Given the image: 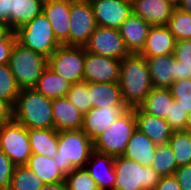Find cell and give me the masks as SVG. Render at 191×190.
I'll return each instance as SVG.
<instances>
[{"label":"cell","instance_id":"60d3db41","mask_svg":"<svg viewBox=\"0 0 191 190\" xmlns=\"http://www.w3.org/2000/svg\"><path fill=\"white\" fill-rule=\"evenodd\" d=\"M17 41L15 31H13L5 40L0 41V65L7 64L11 56L14 43Z\"/></svg>","mask_w":191,"mask_h":190},{"label":"cell","instance_id":"db71d44e","mask_svg":"<svg viewBox=\"0 0 191 190\" xmlns=\"http://www.w3.org/2000/svg\"><path fill=\"white\" fill-rule=\"evenodd\" d=\"M123 1H126V2H129V3H133L134 1H136V0H123Z\"/></svg>","mask_w":191,"mask_h":190},{"label":"cell","instance_id":"9a60e30c","mask_svg":"<svg viewBox=\"0 0 191 190\" xmlns=\"http://www.w3.org/2000/svg\"><path fill=\"white\" fill-rule=\"evenodd\" d=\"M127 109V106L91 108L89 112L83 114L81 130L94 141Z\"/></svg>","mask_w":191,"mask_h":190},{"label":"cell","instance_id":"bcb514c9","mask_svg":"<svg viewBox=\"0 0 191 190\" xmlns=\"http://www.w3.org/2000/svg\"><path fill=\"white\" fill-rule=\"evenodd\" d=\"M191 79V67L182 66V63L177 61V80Z\"/></svg>","mask_w":191,"mask_h":190},{"label":"cell","instance_id":"1f68e13d","mask_svg":"<svg viewBox=\"0 0 191 190\" xmlns=\"http://www.w3.org/2000/svg\"><path fill=\"white\" fill-rule=\"evenodd\" d=\"M166 26L176 41L191 39V13L175 8Z\"/></svg>","mask_w":191,"mask_h":190},{"label":"cell","instance_id":"52a82bcc","mask_svg":"<svg viewBox=\"0 0 191 190\" xmlns=\"http://www.w3.org/2000/svg\"><path fill=\"white\" fill-rule=\"evenodd\" d=\"M15 33L19 43L48 58L61 45L55 38L53 28L43 12L19 27Z\"/></svg>","mask_w":191,"mask_h":190},{"label":"cell","instance_id":"f5cc1de1","mask_svg":"<svg viewBox=\"0 0 191 190\" xmlns=\"http://www.w3.org/2000/svg\"><path fill=\"white\" fill-rule=\"evenodd\" d=\"M73 1L91 2V1H93V0H73Z\"/></svg>","mask_w":191,"mask_h":190},{"label":"cell","instance_id":"83f0119b","mask_svg":"<svg viewBox=\"0 0 191 190\" xmlns=\"http://www.w3.org/2000/svg\"><path fill=\"white\" fill-rule=\"evenodd\" d=\"M37 175L44 184L65 181V175L58 169V164L53 158L32 154L25 165Z\"/></svg>","mask_w":191,"mask_h":190},{"label":"cell","instance_id":"f35d334b","mask_svg":"<svg viewBox=\"0 0 191 190\" xmlns=\"http://www.w3.org/2000/svg\"><path fill=\"white\" fill-rule=\"evenodd\" d=\"M14 168L9 157L0 150V190H9Z\"/></svg>","mask_w":191,"mask_h":190},{"label":"cell","instance_id":"7402d4cb","mask_svg":"<svg viewBox=\"0 0 191 190\" xmlns=\"http://www.w3.org/2000/svg\"><path fill=\"white\" fill-rule=\"evenodd\" d=\"M54 128L57 131L80 130L83 124V113L67 97L52 99Z\"/></svg>","mask_w":191,"mask_h":190},{"label":"cell","instance_id":"c3c4849f","mask_svg":"<svg viewBox=\"0 0 191 190\" xmlns=\"http://www.w3.org/2000/svg\"><path fill=\"white\" fill-rule=\"evenodd\" d=\"M13 31L9 25L0 23V41L5 40Z\"/></svg>","mask_w":191,"mask_h":190},{"label":"cell","instance_id":"f907efd6","mask_svg":"<svg viewBox=\"0 0 191 190\" xmlns=\"http://www.w3.org/2000/svg\"><path fill=\"white\" fill-rule=\"evenodd\" d=\"M184 130L191 133V112L188 113L187 121H186V125H185Z\"/></svg>","mask_w":191,"mask_h":190},{"label":"cell","instance_id":"8d00e7d4","mask_svg":"<svg viewBox=\"0 0 191 190\" xmlns=\"http://www.w3.org/2000/svg\"><path fill=\"white\" fill-rule=\"evenodd\" d=\"M171 95L179 105L191 112V79H181L175 81L170 87Z\"/></svg>","mask_w":191,"mask_h":190},{"label":"cell","instance_id":"e0dca14e","mask_svg":"<svg viewBox=\"0 0 191 190\" xmlns=\"http://www.w3.org/2000/svg\"><path fill=\"white\" fill-rule=\"evenodd\" d=\"M114 161L112 156L93 151L85 165L89 175L102 190H113L116 180Z\"/></svg>","mask_w":191,"mask_h":190},{"label":"cell","instance_id":"d590c367","mask_svg":"<svg viewBox=\"0 0 191 190\" xmlns=\"http://www.w3.org/2000/svg\"><path fill=\"white\" fill-rule=\"evenodd\" d=\"M67 98L83 114L89 112L92 108L89 94V82L81 81L73 83L67 94Z\"/></svg>","mask_w":191,"mask_h":190},{"label":"cell","instance_id":"d4e9b609","mask_svg":"<svg viewBox=\"0 0 191 190\" xmlns=\"http://www.w3.org/2000/svg\"><path fill=\"white\" fill-rule=\"evenodd\" d=\"M32 154L53 158L58 152L59 131L55 128L28 129Z\"/></svg>","mask_w":191,"mask_h":190},{"label":"cell","instance_id":"d6a6232c","mask_svg":"<svg viewBox=\"0 0 191 190\" xmlns=\"http://www.w3.org/2000/svg\"><path fill=\"white\" fill-rule=\"evenodd\" d=\"M42 180L28 167L15 166L9 190H40Z\"/></svg>","mask_w":191,"mask_h":190},{"label":"cell","instance_id":"ba28073f","mask_svg":"<svg viewBox=\"0 0 191 190\" xmlns=\"http://www.w3.org/2000/svg\"><path fill=\"white\" fill-rule=\"evenodd\" d=\"M0 150L15 166L26 165L32 155L28 129L14 119L1 125Z\"/></svg>","mask_w":191,"mask_h":190},{"label":"cell","instance_id":"9c48e42d","mask_svg":"<svg viewBox=\"0 0 191 190\" xmlns=\"http://www.w3.org/2000/svg\"><path fill=\"white\" fill-rule=\"evenodd\" d=\"M85 47L60 45L48 58V67L73 83L83 81Z\"/></svg>","mask_w":191,"mask_h":190},{"label":"cell","instance_id":"8fae6325","mask_svg":"<svg viewBox=\"0 0 191 190\" xmlns=\"http://www.w3.org/2000/svg\"><path fill=\"white\" fill-rule=\"evenodd\" d=\"M87 52L122 60L130 53L125 47L119 29L97 26L84 46Z\"/></svg>","mask_w":191,"mask_h":190},{"label":"cell","instance_id":"484cf974","mask_svg":"<svg viewBox=\"0 0 191 190\" xmlns=\"http://www.w3.org/2000/svg\"><path fill=\"white\" fill-rule=\"evenodd\" d=\"M71 86V82L47 67L33 88L47 98L58 99L67 97Z\"/></svg>","mask_w":191,"mask_h":190},{"label":"cell","instance_id":"4316f807","mask_svg":"<svg viewBox=\"0 0 191 190\" xmlns=\"http://www.w3.org/2000/svg\"><path fill=\"white\" fill-rule=\"evenodd\" d=\"M44 0H11L9 26L16 31L43 11Z\"/></svg>","mask_w":191,"mask_h":190},{"label":"cell","instance_id":"277c9868","mask_svg":"<svg viewBox=\"0 0 191 190\" xmlns=\"http://www.w3.org/2000/svg\"><path fill=\"white\" fill-rule=\"evenodd\" d=\"M8 65L20 89L33 88L48 67V57L16 41Z\"/></svg>","mask_w":191,"mask_h":190},{"label":"cell","instance_id":"3957f363","mask_svg":"<svg viewBox=\"0 0 191 190\" xmlns=\"http://www.w3.org/2000/svg\"><path fill=\"white\" fill-rule=\"evenodd\" d=\"M94 151L93 141L80 130L59 131L58 152L53 161L66 176L76 168H84Z\"/></svg>","mask_w":191,"mask_h":190},{"label":"cell","instance_id":"5b68a950","mask_svg":"<svg viewBox=\"0 0 191 190\" xmlns=\"http://www.w3.org/2000/svg\"><path fill=\"white\" fill-rule=\"evenodd\" d=\"M136 130L134 109H127L94 141V151L112 156H123Z\"/></svg>","mask_w":191,"mask_h":190},{"label":"cell","instance_id":"ab89813d","mask_svg":"<svg viewBox=\"0 0 191 190\" xmlns=\"http://www.w3.org/2000/svg\"><path fill=\"white\" fill-rule=\"evenodd\" d=\"M174 56L182 66L191 67V39L176 41Z\"/></svg>","mask_w":191,"mask_h":190},{"label":"cell","instance_id":"ac0fdd59","mask_svg":"<svg viewBox=\"0 0 191 190\" xmlns=\"http://www.w3.org/2000/svg\"><path fill=\"white\" fill-rule=\"evenodd\" d=\"M174 9L165 0H136L132 3V13L151 26L167 25Z\"/></svg>","mask_w":191,"mask_h":190},{"label":"cell","instance_id":"e575fe53","mask_svg":"<svg viewBox=\"0 0 191 190\" xmlns=\"http://www.w3.org/2000/svg\"><path fill=\"white\" fill-rule=\"evenodd\" d=\"M67 190H102L84 168H76L65 177Z\"/></svg>","mask_w":191,"mask_h":190},{"label":"cell","instance_id":"6da1fadb","mask_svg":"<svg viewBox=\"0 0 191 190\" xmlns=\"http://www.w3.org/2000/svg\"><path fill=\"white\" fill-rule=\"evenodd\" d=\"M118 83L128 109L139 107L153 88L146 58L138 53L125 56Z\"/></svg>","mask_w":191,"mask_h":190},{"label":"cell","instance_id":"4dcf8cb0","mask_svg":"<svg viewBox=\"0 0 191 190\" xmlns=\"http://www.w3.org/2000/svg\"><path fill=\"white\" fill-rule=\"evenodd\" d=\"M168 143L178 167L191 164V133L185 130L173 131Z\"/></svg>","mask_w":191,"mask_h":190},{"label":"cell","instance_id":"7dc6e473","mask_svg":"<svg viewBox=\"0 0 191 190\" xmlns=\"http://www.w3.org/2000/svg\"><path fill=\"white\" fill-rule=\"evenodd\" d=\"M40 190H67V185L65 181L52 184H43Z\"/></svg>","mask_w":191,"mask_h":190},{"label":"cell","instance_id":"74e56055","mask_svg":"<svg viewBox=\"0 0 191 190\" xmlns=\"http://www.w3.org/2000/svg\"><path fill=\"white\" fill-rule=\"evenodd\" d=\"M188 113L185 111L176 99H173V103L170 105V110L166 121L169 123L173 131L184 130Z\"/></svg>","mask_w":191,"mask_h":190},{"label":"cell","instance_id":"7bdbcfd3","mask_svg":"<svg viewBox=\"0 0 191 190\" xmlns=\"http://www.w3.org/2000/svg\"><path fill=\"white\" fill-rule=\"evenodd\" d=\"M154 190H181L177 178L173 176L161 177Z\"/></svg>","mask_w":191,"mask_h":190},{"label":"cell","instance_id":"cb8c5ba5","mask_svg":"<svg viewBox=\"0 0 191 190\" xmlns=\"http://www.w3.org/2000/svg\"><path fill=\"white\" fill-rule=\"evenodd\" d=\"M89 94L92 108L107 106H126L118 82H89Z\"/></svg>","mask_w":191,"mask_h":190},{"label":"cell","instance_id":"681fc988","mask_svg":"<svg viewBox=\"0 0 191 190\" xmlns=\"http://www.w3.org/2000/svg\"><path fill=\"white\" fill-rule=\"evenodd\" d=\"M178 8L184 12L191 13V0H181Z\"/></svg>","mask_w":191,"mask_h":190},{"label":"cell","instance_id":"4fadbf2b","mask_svg":"<svg viewBox=\"0 0 191 190\" xmlns=\"http://www.w3.org/2000/svg\"><path fill=\"white\" fill-rule=\"evenodd\" d=\"M90 3L100 27L119 29L132 13V4L123 0H93Z\"/></svg>","mask_w":191,"mask_h":190},{"label":"cell","instance_id":"5bb4252c","mask_svg":"<svg viewBox=\"0 0 191 190\" xmlns=\"http://www.w3.org/2000/svg\"><path fill=\"white\" fill-rule=\"evenodd\" d=\"M71 0H45L43 13L48 18L61 45L69 46Z\"/></svg>","mask_w":191,"mask_h":190},{"label":"cell","instance_id":"816d5d0a","mask_svg":"<svg viewBox=\"0 0 191 190\" xmlns=\"http://www.w3.org/2000/svg\"><path fill=\"white\" fill-rule=\"evenodd\" d=\"M166 2L170 3L172 6H174L175 8H178L181 0H165Z\"/></svg>","mask_w":191,"mask_h":190},{"label":"cell","instance_id":"f546056e","mask_svg":"<svg viewBox=\"0 0 191 190\" xmlns=\"http://www.w3.org/2000/svg\"><path fill=\"white\" fill-rule=\"evenodd\" d=\"M160 177L173 176L178 168L169 143L157 145L155 158L150 166Z\"/></svg>","mask_w":191,"mask_h":190},{"label":"cell","instance_id":"7a4b0ae2","mask_svg":"<svg viewBox=\"0 0 191 190\" xmlns=\"http://www.w3.org/2000/svg\"><path fill=\"white\" fill-rule=\"evenodd\" d=\"M13 119L27 129L54 128L52 99L34 88H23L13 107Z\"/></svg>","mask_w":191,"mask_h":190},{"label":"cell","instance_id":"8992f818","mask_svg":"<svg viewBox=\"0 0 191 190\" xmlns=\"http://www.w3.org/2000/svg\"><path fill=\"white\" fill-rule=\"evenodd\" d=\"M114 170L113 190H154L161 179L151 167H144L124 156L115 158Z\"/></svg>","mask_w":191,"mask_h":190},{"label":"cell","instance_id":"2e32d148","mask_svg":"<svg viewBox=\"0 0 191 190\" xmlns=\"http://www.w3.org/2000/svg\"><path fill=\"white\" fill-rule=\"evenodd\" d=\"M136 128L144 133L156 145L168 143L173 130L165 119L144 113L139 107L133 108Z\"/></svg>","mask_w":191,"mask_h":190},{"label":"cell","instance_id":"ee69618b","mask_svg":"<svg viewBox=\"0 0 191 190\" xmlns=\"http://www.w3.org/2000/svg\"><path fill=\"white\" fill-rule=\"evenodd\" d=\"M13 120V106L0 98V126Z\"/></svg>","mask_w":191,"mask_h":190},{"label":"cell","instance_id":"7c38bea8","mask_svg":"<svg viewBox=\"0 0 191 190\" xmlns=\"http://www.w3.org/2000/svg\"><path fill=\"white\" fill-rule=\"evenodd\" d=\"M121 60L87 52L85 49L83 81L94 83L119 82Z\"/></svg>","mask_w":191,"mask_h":190},{"label":"cell","instance_id":"603a6c76","mask_svg":"<svg viewBox=\"0 0 191 190\" xmlns=\"http://www.w3.org/2000/svg\"><path fill=\"white\" fill-rule=\"evenodd\" d=\"M156 149L157 145L136 128L123 156L139 162L144 167H150L155 158Z\"/></svg>","mask_w":191,"mask_h":190},{"label":"cell","instance_id":"f1b7e54d","mask_svg":"<svg viewBox=\"0 0 191 190\" xmlns=\"http://www.w3.org/2000/svg\"><path fill=\"white\" fill-rule=\"evenodd\" d=\"M173 99L169 88H152L139 108L144 113L166 119Z\"/></svg>","mask_w":191,"mask_h":190},{"label":"cell","instance_id":"ffe728a7","mask_svg":"<svg viewBox=\"0 0 191 190\" xmlns=\"http://www.w3.org/2000/svg\"><path fill=\"white\" fill-rule=\"evenodd\" d=\"M151 25L133 13L123 22L119 32L129 53H140L145 46Z\"/></svg>","mask_w":191,"mask_h":190},{"label":"cell","instance_id":"f6af8a7d","mask_svg":"<svg viewBox=\"0 0 191 190\" xmlns=\"http://www.w3.org/2000/svg\"><path fill=\"white\" fill-rule=\"evenodd\" d=\"M11 0H0V23L9 25Z\"/></svg>","mask_w":191,"mask_h":190},{"label":"cell","instance_id":"836d02e7","mask_svg":"<svg viewBox=\"0 0 191 190\" xmlns=\"http://www.w3.org/2000/svg\"><path fill=\"white\" fill-rule=\"evenodd\" d=\"M20 90L8 63L0 65V98L14 107Z\"/></svg>","mask_w":191,"mask_h":190},{"label":"cell","instance_id":"d6986e66","mask_svg":"<svg viewBox=\"0 0 191 190\" xmlns=\"http://www.w3.org/2000/svg\"><path fill=\"white\" fill-rule=\"evenodd\" d=\"M145 58L153 88H169L177 81V60L174 54Z\"/></svg>","mask_w":191,"mask_h":190},{"label":"cell","instance_id":"30bf717a","mask_svg":"<svg viewBox=\"0 0 191 190\" xmlns=\"http://www.w3.org/2000/svg\"><path fill=\"white\" fill-rule=\"evenodd\" d=\"M97 28L90 2L71 0L69 46H85Z\"/></svg>","mask_w":191,"mask_h":190},{"label":"cell","instance_id":"b9f144b4","mask_svg":"<svg viewBox=\"0 0 191 190\" xmlns=\"http://www.w3.org/2000/svg\"><path fill=\"white\" fill-rule=\"evenodd\" d=\"M174 176L177 178L181 190H191V164L178 167Z\"/></svg>","mask_w":191,"mask_h":190},{"label":"cell","instance_id":"44dd1931","mask_svg":"<svg viewBox=\"0 0 191 190\" xmlns=\"http://www.w3.org/2000/svg\"><path fill=\"white\" fill-rule=\"evenodd\" d=\"M176 39L167 26H151L146 43L139 53L144 57H158L174 54Z\"/></svg>","mask_w":191,"mask_h":190}]
</instances>
